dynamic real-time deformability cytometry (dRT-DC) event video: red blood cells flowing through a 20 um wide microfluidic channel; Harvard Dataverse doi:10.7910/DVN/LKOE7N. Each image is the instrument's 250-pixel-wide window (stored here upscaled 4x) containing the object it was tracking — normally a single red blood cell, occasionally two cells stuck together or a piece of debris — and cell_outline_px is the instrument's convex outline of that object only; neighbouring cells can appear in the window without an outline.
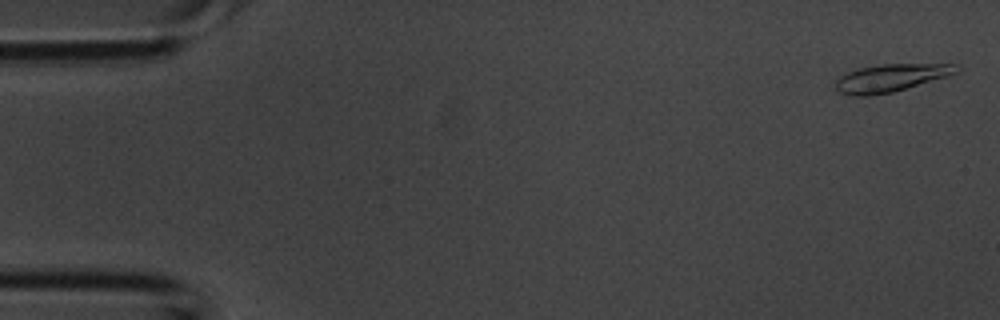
{"species": "common noctule bat (a hibernating species)", "species_latin": "Nyctalus noctula", "temperature_condition": "room temperature", "stored_images_in_passage": 2, "camera_frame_rate_fps": 3000, "um_per_image_px": 0.085, "animal": {"sex": "male", "body_mass_g": 20.1, "forearm_length_mm": 53.5}, "frame": {"image": 1, "passage_image": 2, "time_ms": 0.333, "image_size_px": [1000, 320], "cell_outline_px": [[960, 68], [956, 72], [948, 76], [892, 92], [868, 96], [852, 96], [840, 92], [836, 88], [836, 80], [840, 76], [848, 72], [860, 68], [880, 64], [952, 64]], "centroid_in_image_um": [75.69, 6.62], "position_along_channel_um": 9.3, "area_um2": 19.19}}